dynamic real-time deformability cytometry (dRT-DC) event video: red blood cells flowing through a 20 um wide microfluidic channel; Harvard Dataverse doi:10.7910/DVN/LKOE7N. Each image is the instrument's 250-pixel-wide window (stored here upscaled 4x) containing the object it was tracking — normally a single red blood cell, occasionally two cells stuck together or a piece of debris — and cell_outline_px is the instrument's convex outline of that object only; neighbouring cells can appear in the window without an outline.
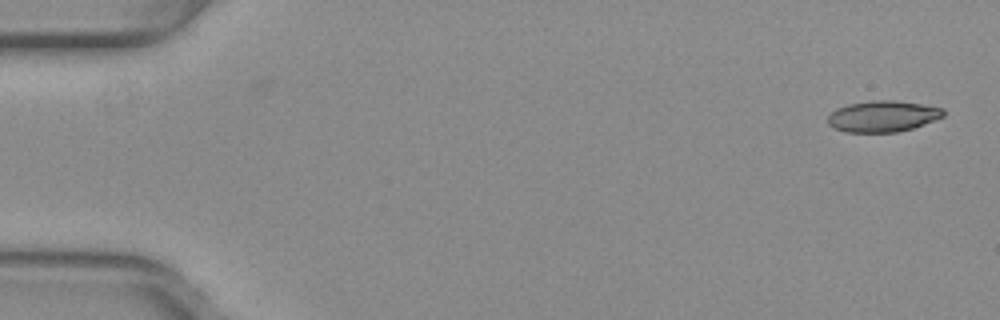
{"species": "common noctule bat (a hibernating species)", "species_latin": "Nyctalus noctula", "temperature_condition": "warm", "stored_images_in_passage": 10, "camera_frame_rate_fps": 3000, "um_per_image_px": 0.085, "animal": {"sex": "female", "body_mass_g": 29.2, "forearm_length_mm": 56.3}, "frame": {"image": 1, "passage_image": 1, "time_ms": 0.0, "image_size_px": [1000, 320], "cell_outline_px": [[944, 116], [924, 124], [912, 128], [896, 132], [844, 132], [828, 124], [828, 116], [836, 108], [848, 104], [872, 100], [892, 100], [920, 104], [944, 108]], "centroid_in_image_um": [75.02, 9.88], "position_along_channel_um": 10.0, "area_um2": 20.87}}